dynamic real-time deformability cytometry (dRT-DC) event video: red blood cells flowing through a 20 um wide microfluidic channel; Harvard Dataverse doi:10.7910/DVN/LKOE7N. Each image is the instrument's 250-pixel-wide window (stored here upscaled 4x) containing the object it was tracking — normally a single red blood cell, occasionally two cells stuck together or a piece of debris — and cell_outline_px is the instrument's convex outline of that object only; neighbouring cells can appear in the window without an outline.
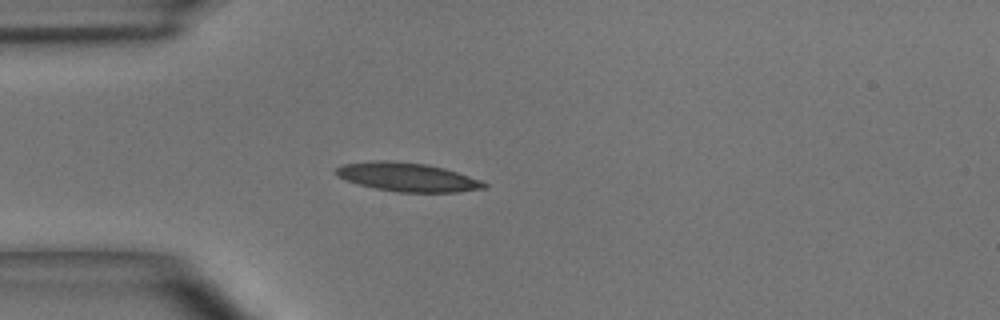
{"species": "common noctule bat (a hibernating species)", "species_latin": "Nyctalus noctula", "temperature_condition": "room temperature", "stored_images_in_passage": 37, "camera_frame_rate_fps": 3000, "um_per_image_px": 0.085, "animal": {"sex": "male", "body_mass_g": 15.6}, "frame": {"image": 1, "passage_image": 1, "time_ms": 0.0, "image_size_px": [1000, 320], "cell_outline_px": [[488, 188], [456, 192], [396, 192], [376, 188], [344, 180], [336, 176], [336, 168], [344, 164], [372, 160], [392, 160], [428, 164], [444, 168], [480, 180], [488, 184]], "centroid_in_image_um": [34.62, 15.04], "position_along_channel_um": 50.4, "area_um2": 24.85}}
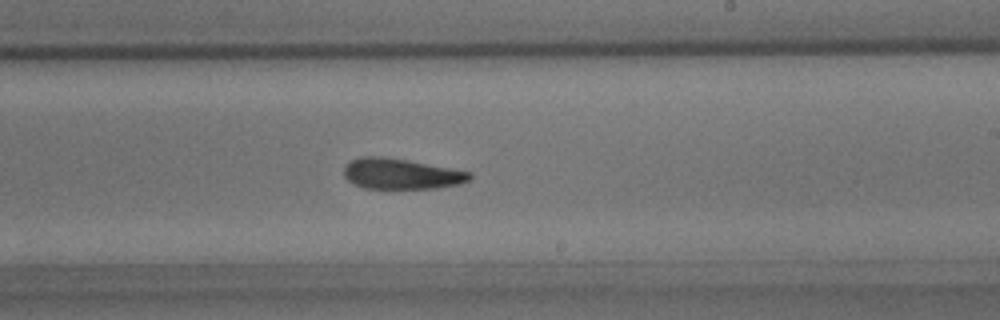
{"frame": {"image": 2, "passage_image": 17, "time_ms": 5.333, "image_size_px": [1000, 320], "cell_outline_px": [[472, 180], [460, 184], [436, 188], [364, 188], [352, 184], [344, 176], [344, 168], [352, 160], [360, 156], [380, 156], [408, 160], [472, 172]], "centroid_in_image_um": [34.12, 14.78], "position_along_channel_um": 254.9, "area_um2": 22.48}}
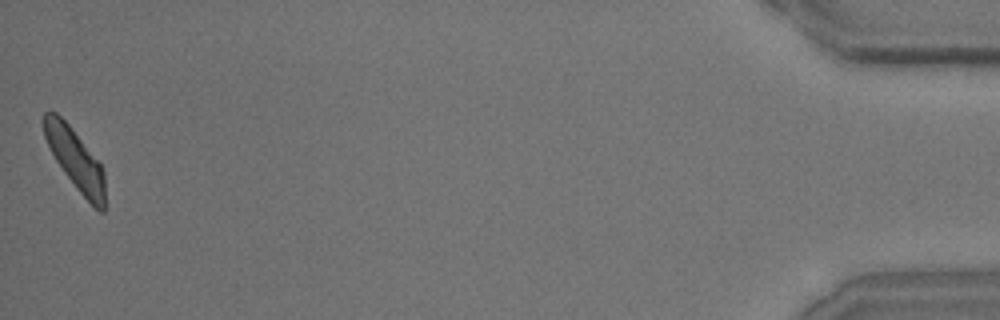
{"frame": {"image": 3, "passage_image": 37, "time_ms": 12.0, "image_size_px": [1000, 320], "cell_outline_px": [[104, 212], [100, 212], [76, 188], [64, 172], [56, 160], [44, 136], [44, 112], [56, 112], [68, 124], [100, 164], [104, 172]], "centroid_in_image_um": [6.4, 13.55], "position_along_channel_um": 428.8, "area_um2": 20.75}, "authors_computed_cell_mechanics": {"area_um2": 22.8888, "velocity_mm_per_s": 4.0101, "shape_relaxation_time_tau1_ms": 9.4255, "shape_relaxation_time_tau2_ms": 3.703, "deformation_change_tau1": 0.2199, "deformation_change_tau2": 0.1198}}